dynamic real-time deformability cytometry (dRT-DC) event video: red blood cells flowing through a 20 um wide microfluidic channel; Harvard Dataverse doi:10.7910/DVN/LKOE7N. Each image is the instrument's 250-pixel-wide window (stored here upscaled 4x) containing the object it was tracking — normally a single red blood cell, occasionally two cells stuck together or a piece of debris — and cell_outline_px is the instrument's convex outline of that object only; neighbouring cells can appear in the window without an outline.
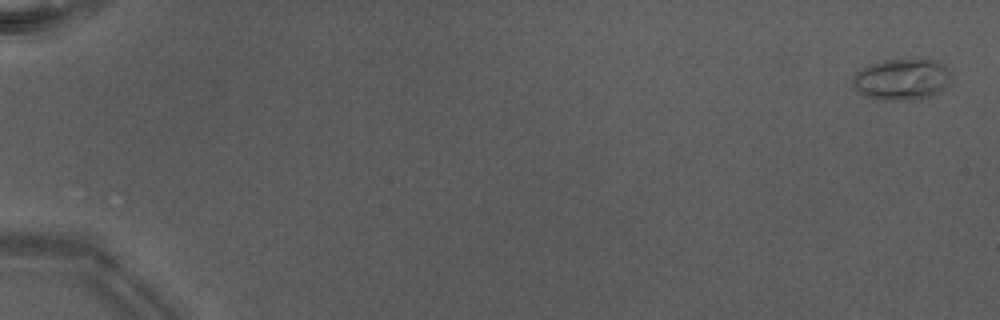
{"species": "Egyptian fruit bat (a non-hibernating species)", "species_latin": "Rousettus aegyptiacus", "temperature_condition": "warm", "stored_images_in_passage": 48, "camera_frame_rate_fps": 3000, "um_per_image_px": 0.085, "animal": {"sex": "male"}, "frame": {"image": 1, "passage_image": 1, "time_ms": 0.0, "image_size_px": [1000, 320], "cell_outline_px": [[948, 76], [940, 92], [932, 96], [920, 100], [876, 100], [864, 96], [852, 84], [852, 76], [856, 72], [868, 64], [884, 60], [920, 56], [936, 60], [944, 64], [948, 68]], "centroid_in_image_um": [76.62, 6.71], "position_along_channel_um": 8.4, "area_um2": 24.39}}
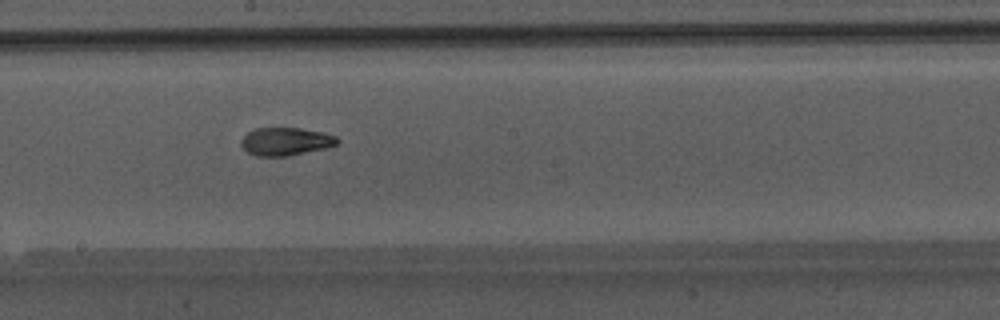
{"frame": {"image": 2, "passage_image": 30, "time_ms": 9.667, "image_size_px": [1000, 320], "cell_outline_px": [[340, 140], [336, 144], [324, 148], [288, 156], [256, 156], [248, 152], [240, 144], [240, 140], [248, 132], [256, 128], [300, 128], [324, 132], [336, 136]], "centroid_in_image_um": [24.27, 12.02], "position_along_channel_um": 223.9, "area_um2": 15.61}}
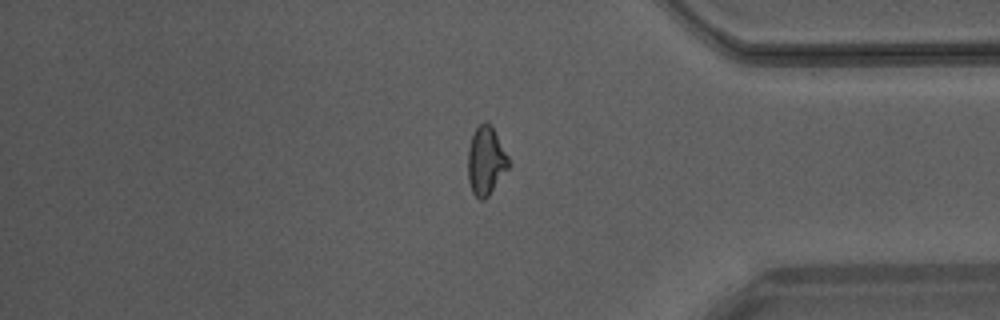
{"frame": {"image": 3, "passage_image": 43, "time_ms": 14.0, "image_size_px": [1000, 320], "cell_outline_px": [[512, 164], [488, 196], [484, 200], [480, 200], [472, 192], [468, 180], [468, 148], [472, 136], [476, 128], [484, 120], [492, 124]], "centroid_in_image_um": [41.32, 13.65], "position_along_channel_um": 393.9, "area_um2": 16.47}}